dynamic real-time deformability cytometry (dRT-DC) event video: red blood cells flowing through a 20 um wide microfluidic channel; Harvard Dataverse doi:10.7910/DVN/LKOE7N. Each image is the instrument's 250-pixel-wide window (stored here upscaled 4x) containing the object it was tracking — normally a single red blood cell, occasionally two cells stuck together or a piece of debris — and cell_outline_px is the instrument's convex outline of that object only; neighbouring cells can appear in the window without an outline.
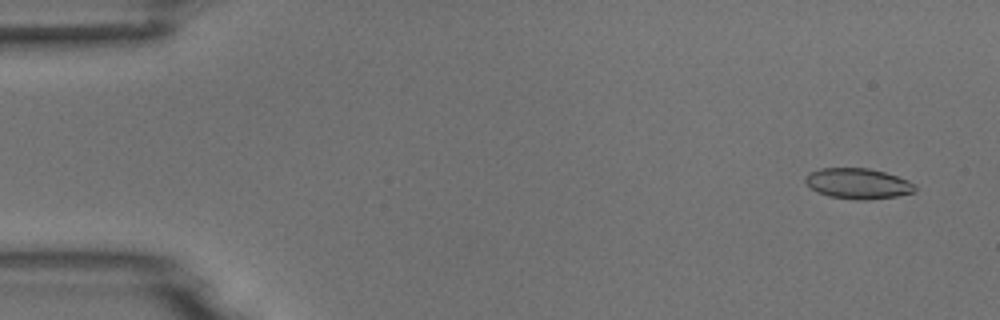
{"species": "common noctule bat (a hibernating species)", "species_latin": "Nyctalus noctula", "temperature_condition": "room temperature", "stored_images_in_passage": 9, "camera_frame_rate_fps": 3000, "um_per_image_px": 0.085, "animal": {"sex": "male", "body_mass_g": 18.8}, "frame": {"image": 1, "passage_image": 1, "time_ms": 0.0, "image_size_px": [1000, 320], "cell_outline_px": [[916, 192], [896, 196], [868, 200], [856, 200], [828, 196], [816, 192], [804, 180], [804, 176], [808, 172], [820, 168], [868, 168], [884, 172], [908, 180], [916, 188]], "centroid_in_image_um": [72.89, 15.6], "position_along_channel_um": 12.1, "area_um2": 19.59}}
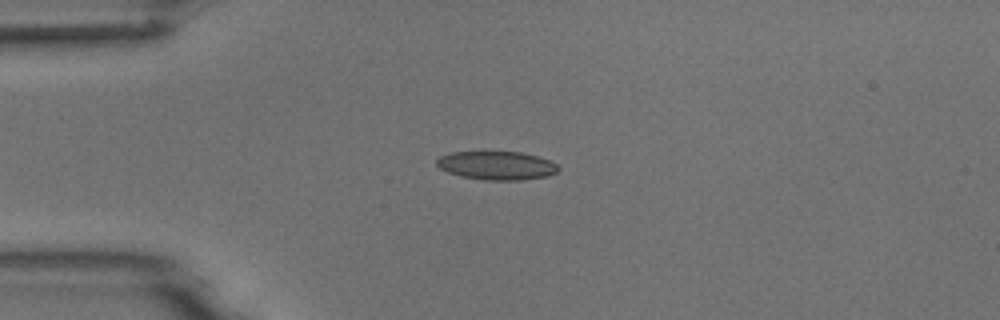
{"frame": {"image": 2, "passage_image": 4, "time_ms": 3.333, "image_size_px": [1000, 320], "cell_outline_px": [[560, 168], [556, 172], [548, 176], [520, 180], [484, 180], [460, 176], [448, 172], [440, 168], [436, 164], [436, 160], [440, 156], [452, 152], [520, 152], [536, 156], [548, 160], [556, 164]], "centroid_in_image_um": [42.2, 14.07], "position_along_channel_um": 42.8, "area_um2": 20.11}}